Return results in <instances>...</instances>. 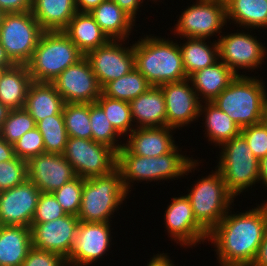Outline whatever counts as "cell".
I'll use <instances>...</instances> for the list:
<instances>
[{"instance_id":"cell-1","label":"cell","mask_w":267,"mask_h":266,"mask_svg":"<svg viewBox=\"0 0 267 266\" xmlns=\"http://www.w3.org/2000/svg\"><path fill=\"white\" fill-rule=\"evenodd\" d=\"M245 212L229 209L209 233L219 266H252L267 231V201ZM266 202V203H265Z\"/></svg>"},{"instance_id":"cell-2","label":"cell","mask_w":267,"mask_h":266,"mask_svg":"<svg viewBox=\"0 0 267 266\" xmlns=\"http://www.w3.org/2000/svg\"><path fill=\"white\" fill-rule=\"evenodd\" d=\"M178 145L168 154L143 157L130 153L124 146L117 152L116 169L120 172L125 190L131 193L135 181H167L188 175L199 166L200 161L183 155ZM188 173V174H187ZM139 181V182H138Z\"/></svg>"},{"instance_id":"cell-3","label":"cell","mask_w":267,"mask_h":266,"mask_svg":"<svg viewBox=\"0 0 267 266\" xmlns=\"http://www.w3.org/2000/svg\"><path fill=\"white\" fill-rule=\"evenodd\" d=\"M133 49L135 68L152 86L188 79L177 41L146 35L133 43Z\"/></svg>"},{"instance_id":"cell-4","label":"cell","mask_w":267,"mask_h":266,"mask_svg":"<svg viewBox=\"0 0 267 266\" xmlns=\"http://www.w3.org/2000/svg\"><path fill=\"white\" fill-rule=\"evenodd\" d=\"M267 97L263 79L257 76L237 75L213 101L240 128L262 122Z\"/></svg>"},{"instance_id":"cell-5","label":"cell","mask_w":267,"mask_h":266,"mask_svg":"<svg viewBox=\"0 0 267 266\" xmlns=\"http://www.w3.org/2000/svg\"><path fill=\"white\" fill-rule=\"evenodd\" d=\"M83 57L63 31H45L26 65L32 81L52 82Z\"/></svg>"},{"instance_id":"cell-6","label":"cell","mask_w":267,"mask_h":266,"mask_svg":"<svg viewBox=\"0 0 267 266\" xmlns=\"http://www.w3.org/2000/svg\"><path fill=\"white\" fill-rule=\"evenodd\" d=\"M128 195L117 169L105 176L83 179L81 206L77 217L80 222H110L114 217L112 215L119 211Z\"/></svg>"},{"instance_id":"cell-7","label":"cell","mask_w":267,"mask_h":266,"mask_svg":"<svg viewBox=\"0 0 267 266\" xmlns=\"http://www.w3.org/2000/svg\"><path fill=\"white\" fill-rule=\"evenodd\" d=\"M193 185L186 196L191 202L196 221L210 233L232 209L231 204L236 197L227 188L217 169Z\"/></svg>"},{"instance_id":"cell-8","label":"cell","mask_w":267,"mask_h":266,"mask_svg":"<svg viewBox=\"0 0 267 266\" xmlns=\"http://www.w3.org/2000/svg\"><path fill=\"white\" fill-rule=\"evenodd\" d=\"M220 148L219 161L215 168L235 197L252 189L257 182L259 184V160L241 134L223 143Z\"/></svg>"},{"instance_id":"cell-9","label":"cell","mask_w":267,"mask_h":266,"mask_svg":"<svg viewBox=\"0 0 267 266\" xmlns=\"http://www.w3.org/2000/svg\"><path fill=\"white\" fill-rule=\"evenodd\" d=\"M44 32L31 11L4 13L0 24V43L15 64L26 65Z\"/></svg>"},{"instance_id":"cell-10","label":"cell","mask_w":267,"mask_h":266,"mask_svg":"<svg viewBox=\"0 0 267 266\" xmlns=\"http://www.w3.org/2000/svg\"><path fill=\"white\" fill-rule=\"evenodd\" d=\"M62 155L76 176L83 179L105 176L116 170L117 152L93 140L68 137Z\"/></svg>"},{"instance_id":"cell-11","label":"cell","mask_w":267,"mask_h":266,"mask_svg":"<svg viewBox=\"0 0 267 266\" xmlns=\"http://www.w3.org/2000/svg\"><path fill=\"white\" fill-rule=\"evenodd\" d=\"M176 20L173 35L182 38L210 39L221 35L227 26L226 3L216 0H196ZM225 25V26H224Z\"/></svg>"},{"instance_id":"cell-12","label":"cell","mask_w":267,"mask_h":266,"mask_svg":"<svg viewBox=\"0 0 267 266\" xmlns=\"http://www.w3.org/2000/svg\"><path fill=\"white\" fill-rule=\"evenodd\" d=\"M249 32L221 34L217 39L219 60L226 64L236 75L238 70H251L261 67L267 57V48ZM260 41V42H259Z\"/></svg>"},{"instance_id":"cell-13","label":"cell","mask_w":267,"mask_h":266,"mask_svg":"<svg viewBox=\"0 0 267 266\" xmlns=\"http://www.w3.org/2000/svg\"><path fill=\"white\" fill-rule=\"evenodd\" d=\"M125 42V40H110L107 44L88 52L84 56L101 88L135 68L133 44L126 47L123 45L127 44Z\"/></svg>"},{"instance_id":"cell-14","label":"cell","mask_w":267,"mask_h":266,"mask_svg":"<svg viewBox=\"0 0 267 266\" xmlns=\"http://www.w3.org/2000/svg\"><path fill=\"white\" fill-rule=\"evenodd\" d=\"M52 83L64 103H94L102 93V88L85 57L66 68Z\"/></svg>"},{"instance_id":"cell-15","label":"cell","mask_w":267,"mask_h":266,"mask_svg":"<svg viewBox=\"0 0 267 266\" xmlns=\"http://www.w3.org/2000/svg\"><path fill=\"white\" fill-rule=\"evenodd\" d=\"M110 223L80 222L67 265L87 266L100 261L112 245Z\"/></svg>"},{"instance_id":"cell-16","label":"cell","mask_w":267,"mask_h":266,"mask_svg":"<svg viewBox=\"0 0 267 266\" xmlns=\"http://www.w3.org/2000/svg\"><path fill=\"white\" fill-rule=\"evenodd\" d=\"M171 201L165 210L164 222L172 241L185 248L207 243L209 233L196 221L189 198L182 195L172 197Z\"/></svg>"},{"instance_id":"cell-17","label":"cell","mask_w":267,"mask_h":266,"mask_svg":"<svg viewBox=\"0 0 267 266\" xmlns=\"http://www.w3.org/2000/svg\"><path fill=\"white\" fill-rule=\"evenodd\" d=\"M79 223L78 217L70 214L45 223H31L33 248L56 253L67 260Z\"/></svg>"},{"instance_id":"cell-18","label":"cell","mask_w":267,"mask_h":266,"mask_svg":"<svg viewBox=\"0 0 267 266\" xmlns=\"http://www.w3.org/2000/svg\"><path fill=\"white\" fill-rule=\"evenodd\" d=\"M41 191L26 180L0 192V225L31 227Z\"/></svg>"},{"instance_id":"cell-19","label":"cell","mask_w":267,"mask_h":266,"mask_svg":"<svg viewBox=\"0 0 267 266\" xmlns=\"http://www.w3.org/2000/svg\"><path fill=\"white\" fill-rule=\"evenodd\" d=\"M160 87L165 99L167 127L177 130L198 120L201 101L189 79Z\"/></svg>"},{"instance_id":"cell-20","label":"cell","mask_w":267,"mask_h":266,"mask_svg":"<svg viewBox=\"0 0 267 266\" xmlns=\"http://www.w3.org/2000/svg\"><path fill=\"white\" fill-rule=\"evenodd\" d=\"M76 177L62 154L43 153L27 161V179L41 192L53 193Z\"/></svg>"},{"instance_id":"cell-21","label":"cell","mask_w":267,"mask_h":266,"mask_svg":"<svg viewBox=\"0 0 267 266\" xmlns=\"http://www.w3.org/2000/svg\"><path fill=\"white\" fill-rule=\"evenodd\" d=\"M171 127L135 128L126 138L124 147L134 155L157 157L170 153L177 145Z\"/></svg>"},{"instance_id":"cell-22","label":"cell","mask_w":267,"mask_h":266,"mask_svg":"<svg viewBox=\"0 0 267 266\" xmlns=\"http://www.w3.org/2000/svg\"><path fill=\"white\" fill-rule=\"evenodd\" d=\"M135 128L166 127V105L160 86H151L130 102Z\"/></svg>"},{"instance_id":"cell-23","label":"cell","mask_w":267,"mask_h":266,"mask_svg":"<svg viewBox=\"0 0 267 266\" xmlns=\"http://www.w3.org/2000/svg\"><path fill=\"white\" fill-rule=\"evenodd\" d=\"M236 76L226 64L218 60L215 64L194 72L188 79L198 99L201 102H211L229 86Z\"/></svg>"},{"instance_id":"cell-24","label":"cell","mask_w":267,"mask_h":266,"mask_svg":"<svg viewBox=\"0 0 267 266\" xmlns=\"http://www.w3.org/2000/svg\"><path fill=\"white\" fill-rule=\"evenodd\" d=\"M63 32L84 56L110 41L89 12H77Z\"/></svg>"},{"instance_id":"cell-25","label":"cell","mask_w":267,"mask_h":266,"mask_svg":"<svg viewBox=\"0 0 267 266\" xmlns=\"http://www.w3.org/2000/svg\"><path fill=\"white\" fill-rule=\"evenodd\" d=\"M32 247L31 228L0 225V266H22Z\"/></svg>"},{"instance_id":"cell-26","label":"cell","mask_w":267,"mask_h":266,"mask_svg":"<svg viewBox=\"0 0 267 266\" xmlns=\"http://www.w3.org/2000/svg\"><path fill=\"white\" fill-rule=\"evenodd\" d=\"M64 101L52 82L32 81L24 108L34 118L35 123L48 116L62 113Z\"/></svg>"},{"instance_id":"cell-27","label":"cell","mask_w":267,"mask_h":266,"mask_svg":"<svg viewBox=\"0 0 267 266\" xmlns=\"http://www.w3.org/2000/svg\"><path fill=\"white\" fill-rule=\"evenodd\" d=\"M89 13L110 40H127L136 22L112 0L101 2Z\"/></svg>"},{"instance_id":"cell-28","label":"cell","mask_w":267,"mask_h":266,"mask_svg":"<svg viewBox=\"0 0 267 266\" xmlns=\"http://www.w3.org/2000/svg\"><path fill=\"white\" fill-rule=\"evenodd\" d=\"M31 12L44 31H63L77 9L75 0H32Z\"/></svg>"},{"instance_id":"cell-29","label":"cell","mask_w":267,"mask_h":266,"mask_svg":"<svg viewBox=\"0 0 267 266\" xmlns=\"http://www.w3.org/2000/svg\"><path fill=\"white\" fill-rule=\"evenodd\" d=\"M31 82L27 65L15 64L4 69L0 76V102L11 110L24 108Z\"/></svg>"},{"instance_id":"cell-30","label":"cell","mask_w":267,"mask_h":266,"mask_svg":"<svg viewBox=\"0 0 267 266\" xmlns=\"http://www.w3.org/2000/svg\"><path fill=\"white\" fill-rule=\"evenodd\" d=\"M204 104V105H203ZM200 117L205 122V135L208 142L215 143L214 145L221 146L223 143L230 141L232 138L240 135L241 128L237 125L225 112L220 110L212 102H202L200 104Z\"/></svg>"},{"instance_id":"cell-31","label":"cell","mask_w":267,"mask_h":266,"mask_svg":"<svg viewBox=\"0 0 267 266\" xmlns=\"http://www.w3.org/2000/svg\"><path fill=\"white\" fill-rule=\"evenodd\" d=\"M227 21L241 28H267V0H226Z\"/></svg>"},{"instance_id":"cell-32","label":"cell","mask_w":267,"mask_h":266,"mask_svg":"<svg viewBox=\"0 0 267 266\" xmlns=\"http://www.w3.org/2000/svg\"><path fill=\"white\" fill-rule=\"evenodd\" d=\"M186 40L182 44L179 42V48L187 77L200 69L215 64L219 60L217 40L213 42L204 38H186Z\"/></svg>"},{"instance_id":"cell-33","label":"cell","mask_w":267,"mask_h":266,"mask_svg":"<svg viewBox=\"0 0 267 266\" xmlns=\"http://www.w3.org/2000/svg\"><path fill=\"white\" fill-rule=\"evenodd\" d=\"M151 86L145 76L133 68L128 74L107 83L102 88V93L109 98L130 102Z\"/></svg>"},{"instance_id":"cell-34","label":"cell","mask_w":267,"mask_h":266,"mask_svg":"<svg viewBox=\"0 0 267 266\" xmlns=\"http://www.w3.org/2000/svg\"><path fill=\"white\" fill-rule=\"evenodd\" d=\"M96 103L104 110L106 118L110 121L113 128L124 137H127L135 129L132 123L130 103L113 99L101 93ZM134 126V127H133Z\"/></svg>"},{"instance_id":"cell-35","label":"cell","mask_w":267,"mask_h":266,"mask_svg":"<svg viewBox=\"0 0 267 266\" xmlns=\"http://www.w3.org/2000/svg\"><path fill=\"white\" fill-rule=\"evenodd\" d=\"M89 117L92 140L109 146L118 152L124 145L123 140L121 141L120 139L121 135L113 128L110 121L106 118L104 110L96 102L89 104ZM118 138L120 142L117 140Z\"/></svg>"},{"instance_id":"cell-36","label":"cell","mask_w":267,"mask_h":266,"mask_svg":"<svg viewBox=\"0 0 267 266\" xmlns=\"http://www.w3.org/2000/svg\"><path fill=\"white\" fill-rule=\"evenodd\" d=\"M36 127L43 137L45 153L62 154L68 139L63 114L45 117Z\"/></svg>"},{"instance_id":"cell-37","label":"cell","mask_w":267,"mask_h":266,"mask_svg":"<svg viewBox=\"0 0 267 266\" xmlns=\"http://www.w3.org/2000/svg\"><path fill=\"white\" fill-rule=\"evenodd\" d=\"M62 114L68 137L92 140L88 103H64Z\"/></svg>"},{"instance_id":"cell-38","label":"cell","mask_w":267,"mask_h":266,"mask_svg":"<svg viewBox=\"0 0 267 266\" xmlns=\"http://www.w3.org/2000/svg\"><path fill=\"white\" fill-rule=\"evenodd\" d=\"M36 127L34 118L25 108L13 109L0 129V135L10 144H14L23 134Z\"/></svg>"},{"instance_id":"cell-39","label":"cell","mask_w":267,"mask_h":266,"mask_svg":"<svg viewBox=\"0 0 267 266\" xmlns=\"http://www.w3.org/2000/svg\"><path fill=\"white\" fill-rule=\"evenodd\" d=\"M83 178L76 176L53 192L62 209L70 215L77 216L81 206Z\"/></svg>"},{"instance_id":"cell-40","label":"cell","mask_w":267,"mask_h":266,"mask_svg":"<svg viewBox=\"0 0 267 266\" xmlns=\"http://www.w3.org/2000/svg\"><path fill=\"white\" fill-rule=\"evenodd\" d=\"M27 180V162L14 157L0 162V192L11 189Z\"/></svg>"},{"instance_id":"cell-41","label":"cell","mask_w":267,"mask_h":266,"mask_svg":"<svg viewBox=\"0 0 267 266\" xmlns=\"http://www.w3.org/2000/svg\"><path fill=\"white\" fill-rule=\"evenodd\" d=\"M13 146L15 156L26 162L39 154L45 153L43 137L37 127L23 134Z\"/></svg>"},{"instance_id":"cell-42","label":"cell","mask_w":267,"mask_h":266,"mask_svg":"<svg viewBox=\"0 0 267 266\" xmlns=\"http://www.w3.org/2000/svg\"><path fill=\"white\" fill-rule=\"evenodd\" d=\"M67 213L62 209L53 193L41 192L32 223H45L65 216Z\"/></svg>"},{"instance_id":"cell-43","label":"cell","mask_w":267,"mask_h":266,"mask_svg":"<svg viewBox=\"0 0 267 266\" xmlns=\"http://www.w3.org/2000/svg\"><path fill=\"white\" fill-rule=\"evenodd\" d=\"M253 155L258 159H262L267 155V125L263 122L241 128L240 133Z\"/></svg>"},{"instance_id":"cell-44","label":"cell","mask_w":267,"mask_h":266,"mask_svg":"<svg viewBox=\"0 0 267 266\" xmlns=\"http://www.w3.org/2000/svg\"><path fill=\"white\" fill-rule=\"evenodd\" d=\"M22 266H68L60 255L32 247Z\"/></svg>"},{"instance_id":"cell-45","label":"cell","mask_w":267,"mask_h":266,"mask_svg":"<svg viewBox=\"0 0 267 266\" xmlns=\"http://www.w3.org/2000/svg\"><path fill=\"white\" fill-rule=\"evenodd\" d=\"M32 0H0V10L3 13L31 11Z\"/></svg>"},{"instance_id":"cell-46","label":"cell","mask_w":267,"mask_h":266,"mask_svg":"<svg viewBox=\"0 0 267 266\" xmlns=\"http://www.w3.org/2000/svg\"><path fill=\"white\" fill-rule=\"evenodd\" d=\"M114 1L125 13H127L134 21L136 20L137 11L139 12L144 0H112Z\"/></svg>"},{"instance_id":"cell-47","label":"cell","mask_w":267,"mask_h":266,"mask_svg":"<svg viewBox=\"0 0 267 266\" xmlns=\"http://www.w3.org/2000/svg\"><path fill=\"white\" fill-rule=\"evenodd\" d=\"M15 157L13 144L8 143L0 135V162L11 160Z\"/></svg>"},{"instance_id":"cell-48","label":"cell","mask_w":267,"mask_h":266,"mask_svg":"<svg viewBox=\"0 0 267 266\" xmlns=\"http://www.w3.org/2000/svg\"><path fill=\"white\" fill-rule=\"evenodd\" d=\"M252 266H267V231Z\"/></svg>"},{"instance_id":"cell-49","label":"cell","mask_w":267,"mask_h":266,"mask_svg":"<svg viewBox=\"0 0 267 266\" xmlns=\"http://www.w3.org/2000/svg\"><path fill=\"white\" fill-rule=\"evenodd\" d=\"M147 266H176L167 253H157L150 258Z\"/></svg>"},{"instance_id":"cell-50","label":"cell","mask_w":267,"mask_h":266,"mask_svg":"<svg viewBox=\"0 0 267 266\" xmlns=\"http://www.w3.org/2000/svg\"><path fill=\"white\" fill-rule=\"evenodd\" d=\"M105 0H75L77 12H90Z\"/></svg>"},{"instance_id":"cell-51","label":"cell","mask_w":267,"mask_h":266,"mask_svg":"<svg viewBox=\"0 0 267 266\" xmlns=\"http://www.w3.org/2000/svg\"><path fill=\"white\" fill-rule=\"evenodd\" d=\"M259 182L267 187V155L259 160Z\"/></svg>"},{"instance_id":"cell-52","label":"cell","mask_w":267,"mask_h":266,"mask_svg":"<svg viewBox=\"0 0 267 266\" xmlns=\"http://www.w3.org/2000/svg\"><path fill=\"white\" fill-rule=\"evenodd\" d=\"M15 63L9 58L6 50L0 43V67H12Z\"/></svg>"},{"instance_id":"cell-53","label":"cell","mask_w":267,"mask_h":266,"mask_svg":"<svg viewBox=\"0 0 267 266\" xmlns=\"http://www.w3.org/2000/svg\"><path fill=\"white\" fill-rule=\"evenodd\" d=\"M10 112L11 109L0 102V129L2 128L5 120L8 118Z\"/></svg>"},{"instance_id":"cell-54","label":"cell","mask_w":267,"mask_h":266,"mask_svg":"<svg viewBox=\"0 0 267 266\" xmlns=\"http://www.w3.org/2000/svg\"><path fill=\"white\" fill-rule=\"evenodd\" d=\"M262 122L267 125V97L264 102Z\"/></svg>"},{"instance_id":"cell-55","label":"cell","mask_w":267,"mask_h":266,"mask_svg":"<svg viewBox=\"0 0 267 266\" xmlns=\"http://www.w3.org/2000/svg\"><path fill=\"white\" fill-rule=\"evenodd\" d=\"M7 68H10V67H0V76H1L2 72L4 71V69H7Z\"/></svg>"},{"instance_id":"cell-56","label":"cell","mask_w":267,"mask_h":266,"mask_svg":"<svg viewBox=\"0 0 267 266\" xmlns=\"http://www.w3.org/2000/svg\"><path fill=\"white\" fill-rule=\"evenodd\" d=\"M3 15H4V13L0 10V24H1V21H2Z\"/></svg>"}]
</instances>
